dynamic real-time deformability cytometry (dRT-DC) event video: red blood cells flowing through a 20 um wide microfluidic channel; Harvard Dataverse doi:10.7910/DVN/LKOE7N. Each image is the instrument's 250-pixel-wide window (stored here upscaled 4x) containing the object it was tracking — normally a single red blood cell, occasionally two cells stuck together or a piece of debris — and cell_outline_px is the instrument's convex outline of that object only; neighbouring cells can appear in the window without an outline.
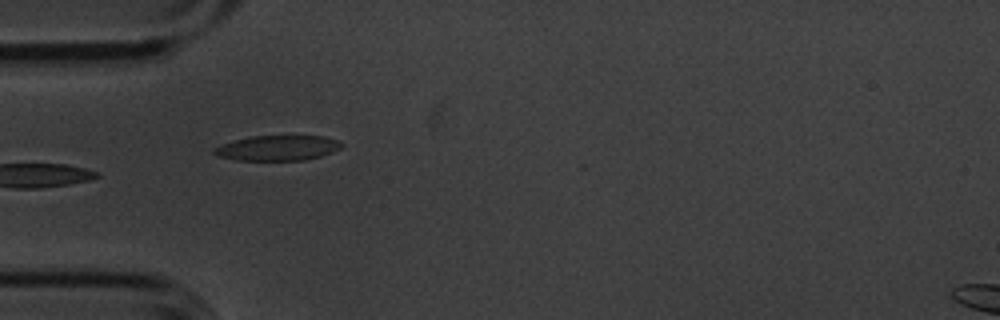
{"species": "common noctule bat (a hibernating species)", "species_latin": "Nyctalus noctula", "temperature_condition": "cold", "stored_images_in_passage": 7, "camera_frame_rate_fps": 3000, "um_per_image_px": 0.085, "animal": {"sex": "male", "body_mass_g": 20.1, "forearm_length_mm": 53.5}, "frame": {"image": 1, "passage_image": 6, "time_ms": 1.667, "image_size_px": [1000, 320], "cell_outline_px": [[344, 144], [340, 148], [332, 152], [320, 156], [304, 160], [236, 160], [216, 156], [212, 152], [212, 148], [232, 140], [248, 136], [324, 136], [340, 140]], "centroid_in_image_um": [23.57, 12.57], "position_along_channel_um": 61.4, "area_um2": 18.9}}
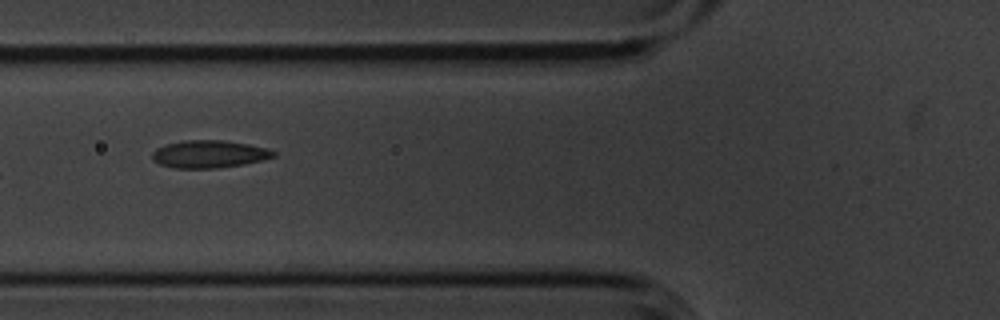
{"frame": {"image": 2, "passage_image": 7, "time_ms": 2.0, "image_size_px": [1000, 320], "cell_outline_px": [[276, 156], [244, 164], [216, 168], [172, 168], [160, 164], [152, 160], [152, 152], [156, 148], [168, 144], [184, 140], [220, 140], [248, 144], [268, 148], [276, 152]], "centroid_in_image_um": [17.76, 13.1], "position_along_channel_um": 108.0, "area_um2": 19.42}}